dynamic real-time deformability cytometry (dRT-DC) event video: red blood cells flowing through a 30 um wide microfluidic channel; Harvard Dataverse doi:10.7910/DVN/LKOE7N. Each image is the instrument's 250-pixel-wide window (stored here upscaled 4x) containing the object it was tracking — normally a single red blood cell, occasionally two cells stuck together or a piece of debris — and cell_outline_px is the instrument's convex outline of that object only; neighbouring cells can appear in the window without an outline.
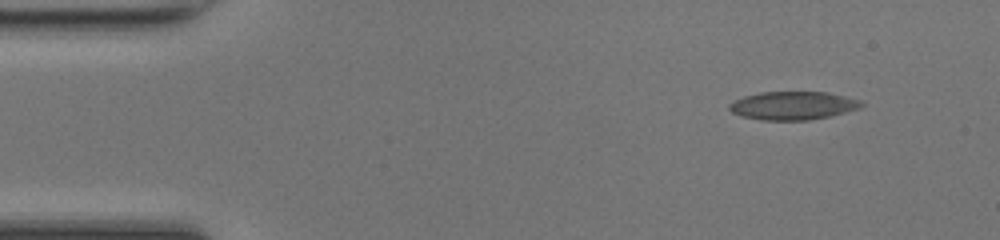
{"species": "common noctule bat (a hibernating species)", "species_latin": "Nyctalus noctula", "temperature_condition": "room temperature", "stored_images_in_passage": 44, "camera_frame_rate_fps": 3000, "um_per_image_px": 0.085, "animal": {"sex": "female", "body_mass_g": 17.0, "forearm_length_mm": 48.0}, "frame": {"image": 1, "passage_image": 1, "time_ms": 0.0, "image_size_px": [1000, 240], "cell_outline_px": [[864, 104], [860, 108], [832, 116], [808, 120], [760, 120], [740, 116], [732, 112], [728, 108], [728, 104], [744, 96], [760, 92], [828, 92], [860, 100]], "centroid_in_image_um": [67.4, 8.98], "position_along_channel_um": 17.6, "area_um2": 21.85}}
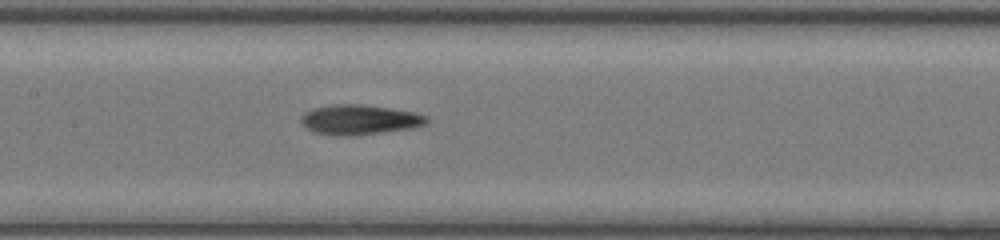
{"frame": {"image": 2, "passage_image": 19, "time_ms": 6.0, "image_size_px": [1000, 240], "cell_outline_px": [[428, 124], [416, 128], [356, 136], [336, 136], [312, 132], [300, 120], [300, 116], [304, 112], [316, 108], [332, 104], [360, 104], [388, 108], [412, 112], [428, 116]], "centroid_in_image_um": [30.58, 10.19], "position_along_channel_um": 176.8, "area_um2": 22.14}}
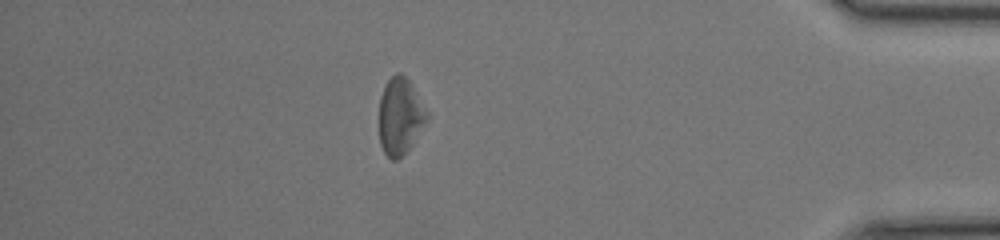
{"frame": {"image": 3, "passage_image": 38, "time_ms": 12.333, "image_size_px": [1000, 240], "cell_outline_px": [[428, 120], [412, 144], [396, 160], [392, 160], [384, 152], [380, 144], [380, 96], [384, 84], [396, 72], [400, 72], [408, 80], [428, 112]], "centroid_in_image_um": [34.0, 9.86], "position_along_channel_um": 401.2, "area_um2": 21.04}, "authors_computed_cell_mechanics": {"area_um2": 21.8195, "velocity_mm_per_s": 4.2604, "shape_relaxation_time_tau1_ms": null, "shape_relaxation_time_tau2_ms": 3.1705, "deformation_change_tau1": null, "deformation_change_tau2": 0.1357}}